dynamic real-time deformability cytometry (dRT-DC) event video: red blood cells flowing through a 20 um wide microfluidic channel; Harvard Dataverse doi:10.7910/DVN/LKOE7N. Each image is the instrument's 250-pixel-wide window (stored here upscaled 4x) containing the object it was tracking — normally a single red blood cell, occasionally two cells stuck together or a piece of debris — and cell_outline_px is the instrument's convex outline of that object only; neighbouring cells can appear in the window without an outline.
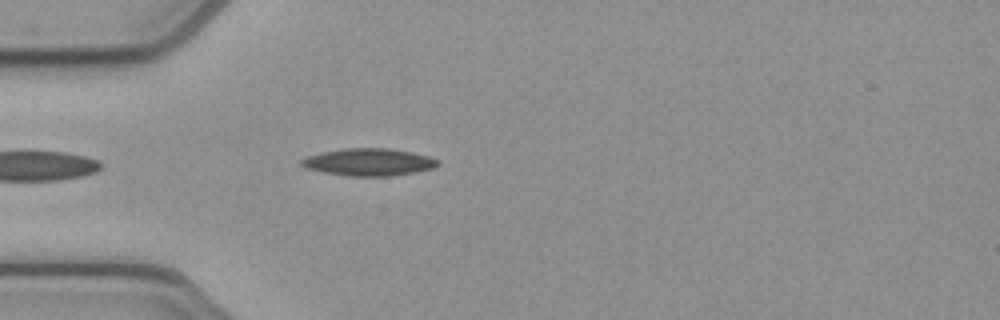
{"species": "common noctule bat (a hibernating species)", "species_latin": "Nyctalus noctula", "temperature_condition": "cold", "stored_images_in_passage": 39, "camera_frame_rate_fps": 3000, "um_per_image_px": 0.085, "animal": {"sex": "female", "body_mass_g": 21.9}, "frame": {"image": 1, "passage_image": 2, "time_ms": 0.333, "image_size_px": [1000, 320], "cell_outline_px": [[440, 164], [432, 168], [412, 172], [388, 176], [348, 176], [324, 172], [308, 168], [300, 164], [300, 160], [308, 156], [324, 152], [344, 148], [388, 148], [412, 152], [428, 156], [440, 160]], "centroid_in_image_um": [31.36, 13.77], "position_along_channel_um": 53.6, "area_um2": 21.44}}
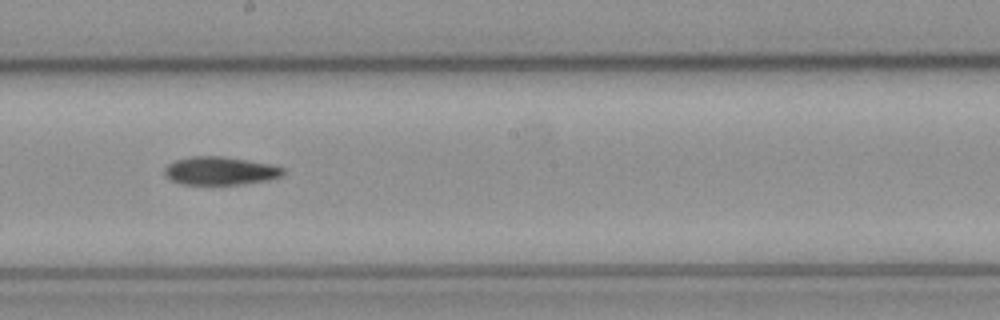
{"frame": {"image": 2, "passage_image": 16, "time_ms": 5.0, "image_size_px": [1000, 320], "cell_outline_px": [[288, 168], [284, 176], [272, 180], [244, 184], [180, 184], [172, 180], [164, 172], [164, 168], [168, 164], [176, 160], [192, 156], [220, 156], [272, 164]], "centroid_in_image_um": [18.82, 14.52], "position_along_channel_um": 229.4, "area_um2": 19.71}}
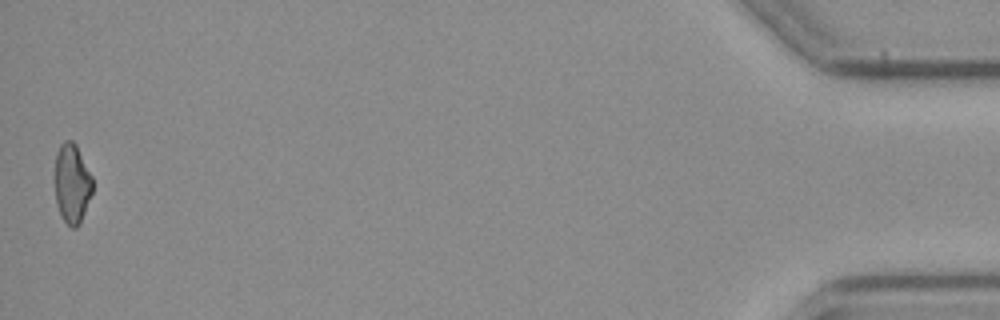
{"frame": {"image": 3, "passage_image": 39, "time_ms": 12.667, "image_size_px": [1000, 320], "cell_outline_px": [[92, 192], [80, 224], [76, 228], [72, 228], [64, 220], [56, 204], [56, 152], [60, 144], [64, 140], [72, 140], [76, 144], [92, 176]], "centroid_in_image_um": [6.13, 15.58], "position_along_channel_um": 429.1, "area_um2": 17.28}}